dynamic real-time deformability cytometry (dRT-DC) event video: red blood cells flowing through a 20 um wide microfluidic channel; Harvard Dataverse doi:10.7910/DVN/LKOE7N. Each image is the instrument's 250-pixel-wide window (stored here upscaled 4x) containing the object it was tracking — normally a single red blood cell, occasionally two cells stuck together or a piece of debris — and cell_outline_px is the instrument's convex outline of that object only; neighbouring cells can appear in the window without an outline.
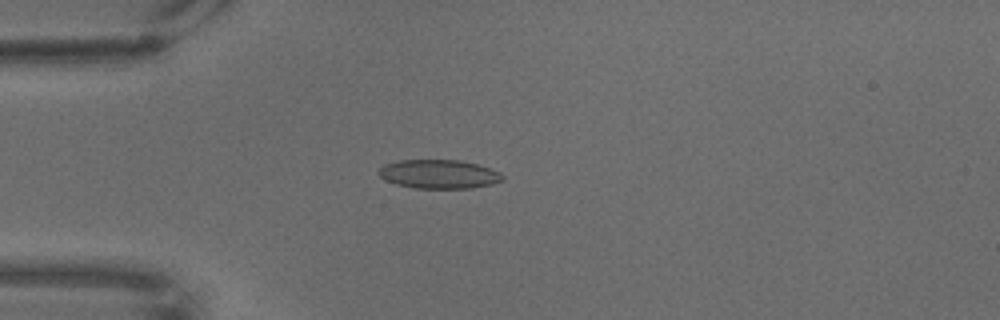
{"species": "common noctule bat (a hibernating species)", "species_latin": "Nyctalus noctula", "temperature_condition": "warm", "stored_images_in_passage": 62, "camera_frame_rate_fps": 3000, "um_per_image_px": 0.085, "animal": {"sex": "male", "body_mass_g": 18.8}, "frame": {"image": 1, "passage_image": 15, "time_ms": 4.667, "image_size_px": [1000, 320], "cell_outline_px": [[504, 180], [492, 184], [472, 188], [412, 188], [396, 184], [384, 180], [376, 172], [384, 164], [400, 160], [460, 160], [476, 164], [500, 172], [504, 176]], "centroid_in_image_um": [37.29, 14.8], "position_along_channel_um": 47.7, "area_um2": 20.92}}
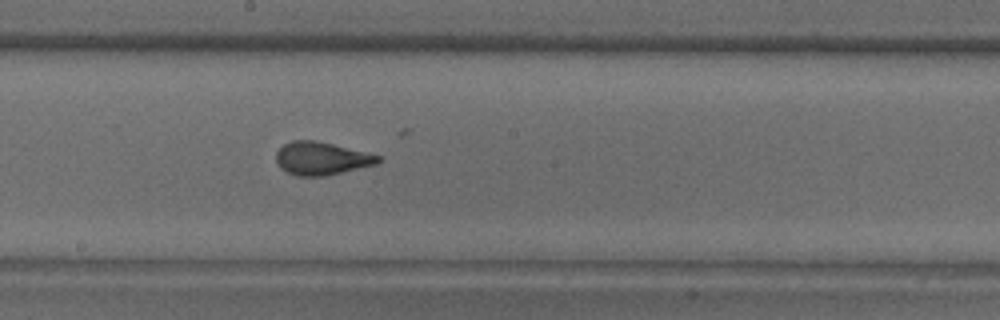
{"frame": {"image": 2, "passage_image": 34, "time_ms": 11.0, "image_size_px": [1000, 320], "cell_outline_px": [[380, 160], [376, 164], [324, 176], [296, 176], [280, 168], [276, 160], [276, 152], [284, 144], [292, 140], [316, 140], [380, 156]], "centroid_in_image_um": [27.27, 13.46], "position_along_channel_um": 220.9, "area_um2": 19.31}}
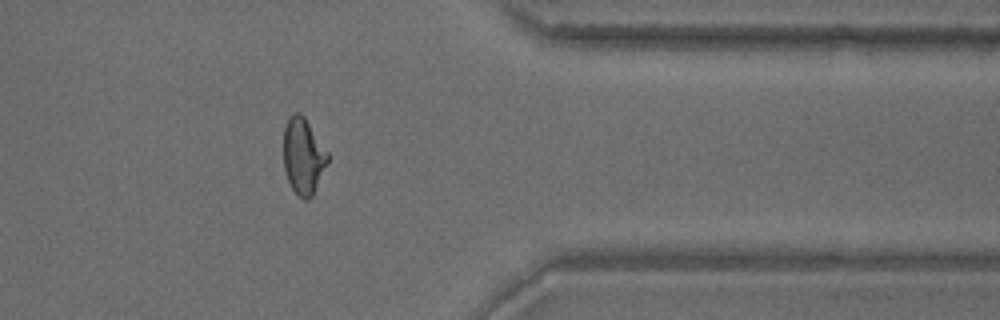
{"frame": {"image": 3, "passage_image": 52, "time_ms": 17.0, "image_size_px": [1000, 320], "cell_outline_px": [[328, 160], [312, 196], [308, 200], [304, 200], [292, 188], [288, 180], [284, 168], [284, 128], [288, 116], [292, 112], [300, 112], [304, 116], [328, 152]], "centroid_in_image_um": [25.76, 13.22], "position_along_channel_um": 385.6, "area_um2": 19.42}}